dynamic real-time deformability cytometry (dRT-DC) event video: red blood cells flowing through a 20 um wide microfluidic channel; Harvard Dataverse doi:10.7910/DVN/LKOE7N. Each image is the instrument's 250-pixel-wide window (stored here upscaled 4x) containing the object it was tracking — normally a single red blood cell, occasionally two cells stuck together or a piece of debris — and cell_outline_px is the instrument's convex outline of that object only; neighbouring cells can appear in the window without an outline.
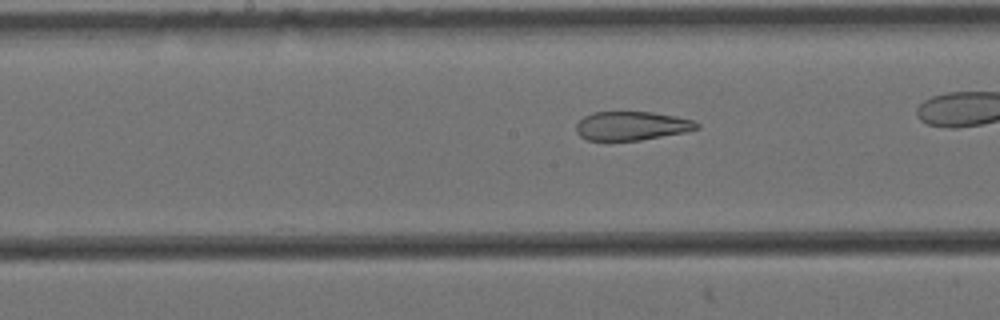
{"species": "Egyptian fruit bat (a non-hibernating species)", "species_latin": "Rousettus aegyptiacus", "temperature_condition": "cold", "stored_images_in_passage": 17, "camera_frame_rate_fps": 3000, "um_per_image_px": 0.085, "animal": {"sex": "female"}, "frame": {"image": 1, "passage_image": 8, "time_ms": 2.333, "image_size_px": [1000, 320], "cell_outline_px": [[700, 128], [684, 132], [640, 140], [588, 140], [580, 136], [576, 132], [576, 124], [584, 116], [592, 112], [652, 112], [676, 116], [692, 120], [700, 124]], "centroid_in_image_um": [53.68, 10.69], "position_along_channel_um": 194.5, "area_um2": 20.17}}